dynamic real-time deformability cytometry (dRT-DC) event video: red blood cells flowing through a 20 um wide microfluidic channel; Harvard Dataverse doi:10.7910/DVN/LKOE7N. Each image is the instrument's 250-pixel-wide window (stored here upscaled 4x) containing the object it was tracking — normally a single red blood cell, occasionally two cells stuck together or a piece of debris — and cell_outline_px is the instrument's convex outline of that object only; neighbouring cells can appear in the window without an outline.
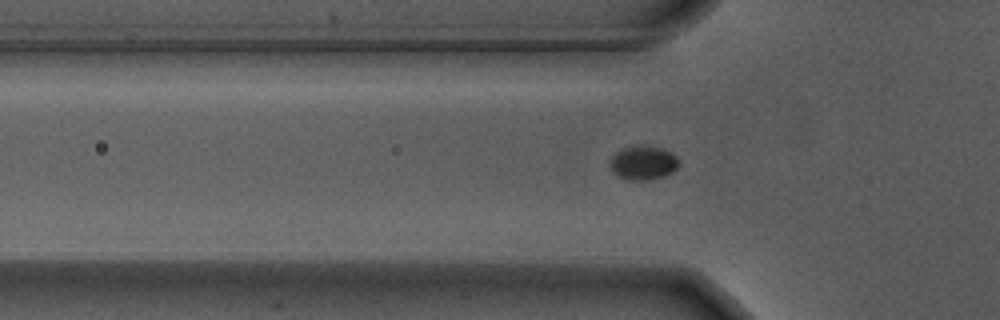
{"species": "Egyptian fruit bat (a non-hibernating species)", "species_latin": "Rousettus aegyptiacus", "temperature_condition": "warm", "stored_images_in_passage": 47, "camera_frame_rate_fps": 3000, "um_per_image_px": 0.085, "animal": {"sex": "male"}, "frame": {"image": 1, "passage_image": 8, "time_ms": 2.333, "image_size_px": [1000, 320], "cell_outline_px": [[680, 164], [672, 172], [664, 176], [648, 180], [628, 180], [620, 176], [612, 168], [612, 156], [616, 152], [624, 148], [636, 144], [660, 148], [672, 152], [680, 160]], "centroid_in_image_um": [54.74, 13.82], "position_along_channel_um": 71.1, "area_um2": 13.47}}
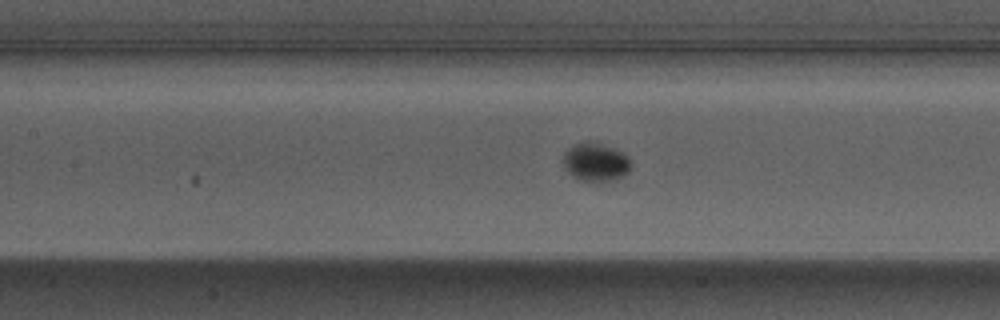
{"frame": {"image": 2, "passage_image": 15, "time_ms": 4.667, "image_size_px": [1000, 320], "cell_outline_px": [[632, 168], [628, 172], [620, 176], [608, 180], [580, 180], [568, 172], [564, 168], [564, 152], [568, 148], [576, 144], [588, 140], [592, 140], [612, 148], [628, 156], [632, 164]], "centroid_in_image_um": [50.62, 13.74], "position_along_channel_um": 156.8, "area_um2": 14.85}}
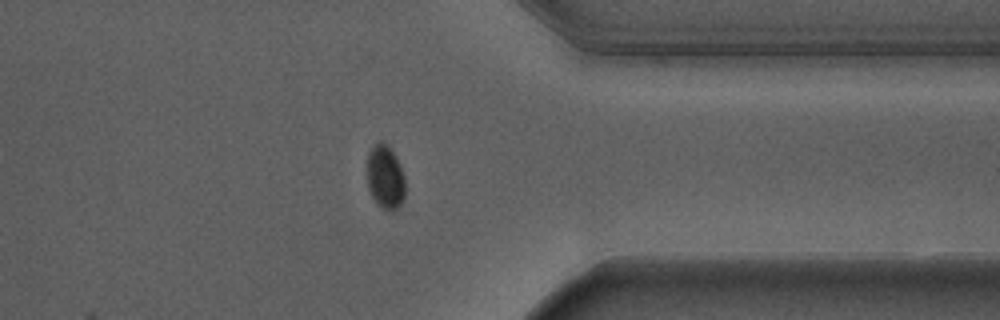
{"frame": {"image": 3, "passage_image": 34, "time_ms": 11.0, "image_size_px": [1000, 320], "cell_outline_px": [[404, 196], [400, 204], [392, 212], [388, 212], [372, 196], [368, 188], [368, 152], [372, 144], [380, 140], [384, 140], [396, 156], [400, 164], [404, 176]], "centroid_in_image_um": [32.74, 14.99], "position_along_channel_um": 378.7, "area_um2": 14.16}, "authors_computed_cell_mechanics": {"area_um2": 14.5656, "velocity_mm_per_s": 3.6553, "shape_relaxation_time_tau1_ms": 0.5964, "shape_relaxation_time_tau2_ms": null, "deformation_change_tau1": 0.0355, "deformation_change_tau2": null}}